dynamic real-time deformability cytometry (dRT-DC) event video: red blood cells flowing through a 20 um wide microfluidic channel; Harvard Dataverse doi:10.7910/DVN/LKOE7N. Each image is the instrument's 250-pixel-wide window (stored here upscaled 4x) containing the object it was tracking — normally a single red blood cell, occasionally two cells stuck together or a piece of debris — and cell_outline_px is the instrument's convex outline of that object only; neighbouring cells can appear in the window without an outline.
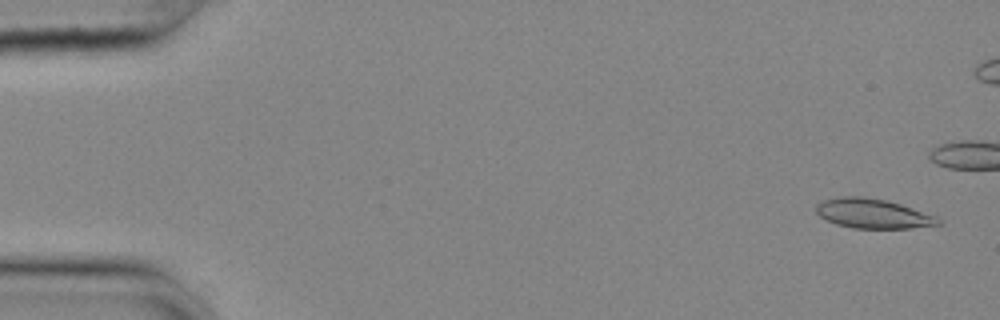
{"species": "common noctule bat (a hibernating species)", "species_latin": "Nyctalus noctula", "temperature_condition": "cold", "stored_images_in_passage": 44, "camera_frame_rate_fps": 3000, "um_per_image_px": 0.085, "animal": {"sex": "female", "body_mass_g": 25.1}, "frame": {"image": 1, "passage_image": 2, "time_ms": 0.333, "image_size_px": [1000, 320], "cell_outline_px": [[944, 224], [912, 228], [852, 228], [836, 224], [820, 216], [816, 212], [816, 204], [824, 200], [844, 196], [864, 196], [884, 200], [900, 204], [936, 216]], "centroid_in_image_um": [74.21, 18.16], "position_along_channel_um": 10.8, "area_um2": 20.92}}
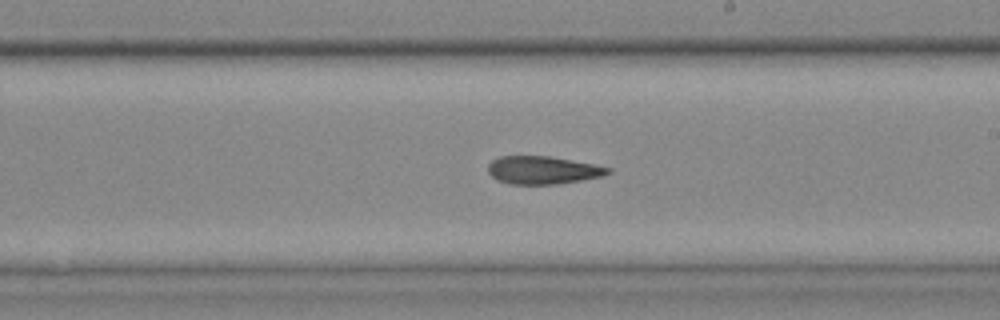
{"frame": {"image": 2, "passage_image": 32, "time_ms": 10.333, "image_size_px": [1000, 320], "cell_outline_px": [[612, 172], [604, 176], [560, 184], [512, 184], [496, 180], [488, 172], [488, 164], [492, 160], [500, 156], [548, 156], [596, 164], [612, 168]], "centroid_in_image_um": [46.18, 14.46], "position_along_channel_um": 242.8, "area_um2": 19.71}}
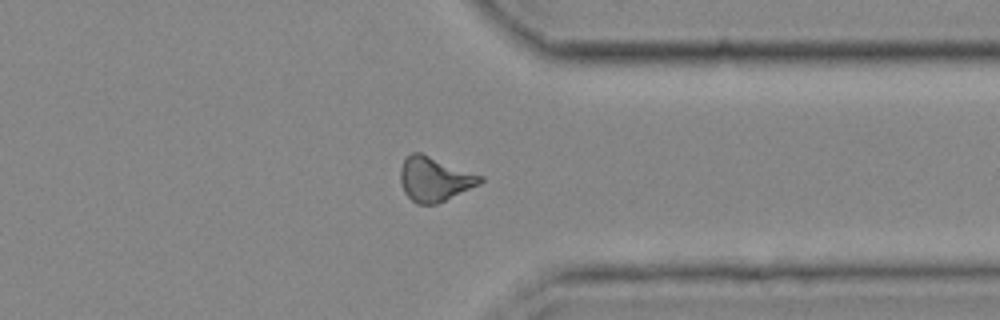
{"frame": {"image": 3, "passage_image": 43, "time_ms": 14.0, "image_size_px": [1000, 320], "cell_outline_px": [[484, 180], [480, 184], [436, 204], [416, 204], [404, 192], [400, 184], [400, 168], [404, 160], [412, 152], [420, 152], [484, 176]], "centroid_in_image_um": [36.93, 15.22], "position_along_channel_um": 374.5, "area_um2": 20.63}}